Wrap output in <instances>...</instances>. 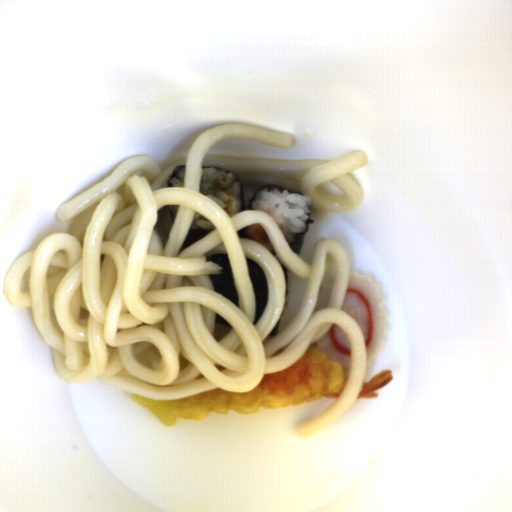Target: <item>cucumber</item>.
Returning a JSON list of instances; mask_svg holds the SVG:
<instances>
[{"label": "cucumber", "mask_w": 512, "mask_h": 512, "mask_svg": "<svg viewBox=\"0 0 512 512\" xmlns=\"http://www.w3.org/2000/svg\"><path fill=\"white\" fill-rule=\"evenodd\" d=\"M198 192L206 197L214 194L213 190L203 180H199Z\"/></svg>", "instance_id": "8b760119"}]
</instances>
